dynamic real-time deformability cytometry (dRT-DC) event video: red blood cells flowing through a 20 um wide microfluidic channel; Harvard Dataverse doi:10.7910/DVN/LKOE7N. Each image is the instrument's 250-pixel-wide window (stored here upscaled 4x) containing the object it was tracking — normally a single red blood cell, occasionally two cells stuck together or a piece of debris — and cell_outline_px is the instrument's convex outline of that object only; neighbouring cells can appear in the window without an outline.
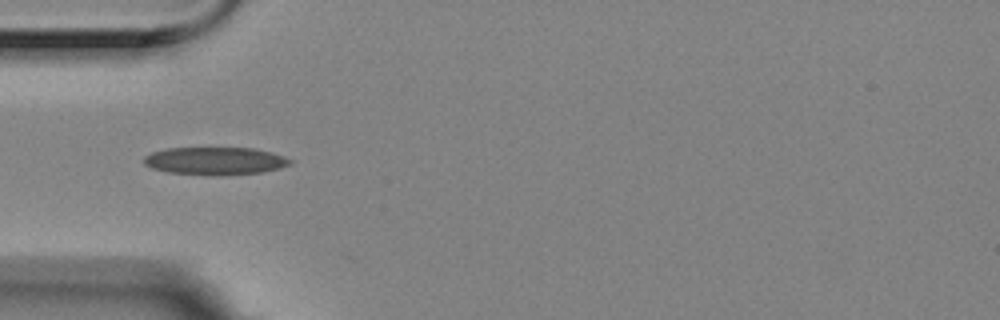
{"species": "Egyptian fruit bat (a non-hibernating species)", "species_latin": "Rousettus aegyptiacus", "temperature_condition": "room temperature", "stored_images_in_passage": 3, "camera_frame_rate_fps": 3000, "um_per_image_px": 0.085, "animal": {"sex": "female"}, "frame": {"image": 1, "passage_image": 1, "time_ms": 0.0, "image_size_px": [1000, 320], "cell_outline_px": [[292, 164], [280, 168], [264, 172], [220, 176], [212, 176], [168, 172], [152, 168], [144, 164], [144, 156], [152, 152], [164, 148], [252, 148], [272, 152], [284, 156], [292, 160]], "centroid_in_image_um": [18.3, 13.69], "position_along_channel_um": 66.7, "area_um2": 23.93}}
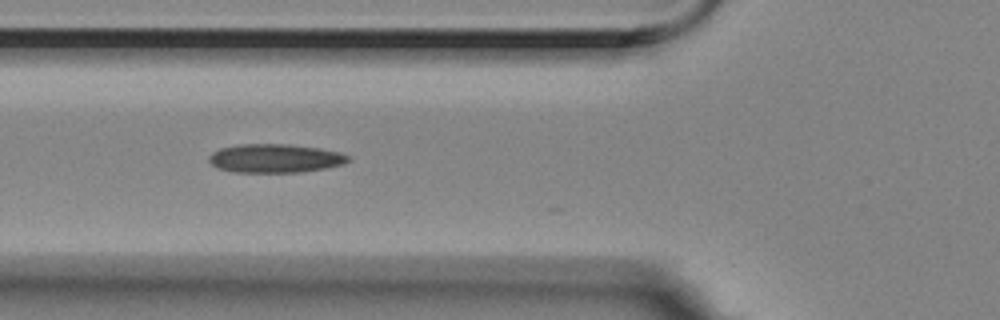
{"frame": {"image": 2, "passage_image": 2, "time_ms": 0.333, "image_size_px": [1000, 320], "cell_outline_px": [[352, 160], [344, 164], [324, 168], [300, 172], [232, 172], [216, 168], [208, 160], [208, 156], [212, 152], [220, 148], [240, 144], [288, 144], [316, 148], [340, 152], [352, 156]], "centroid_in_image_um": [23.38, 13.46], "position_along_channel_um": 102.4, "area_um2": 23.41}}